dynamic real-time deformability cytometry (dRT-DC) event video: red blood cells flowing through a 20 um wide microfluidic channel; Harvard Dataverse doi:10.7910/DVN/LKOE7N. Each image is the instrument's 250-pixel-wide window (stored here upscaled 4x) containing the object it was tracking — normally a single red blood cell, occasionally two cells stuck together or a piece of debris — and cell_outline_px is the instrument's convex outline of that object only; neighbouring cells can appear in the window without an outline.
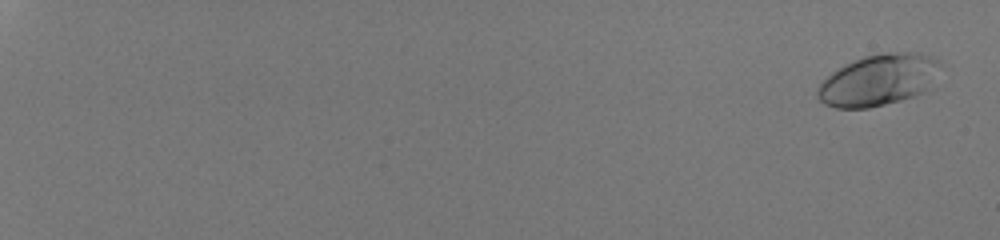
{"species": "human", "species_latin": "Homo sapiens", "temperature_condition": "room temperature", "stored_images_in_passage": 45, "camera_frame_rate_fps": 3000, "um_per_image_px": 0.085, "donor": {"sex": "male"}, "frame": {"image": 1, "passage_image": 2, "time_ms": 0.333, "image_size_px": [1000, 240], "cell_outline_px": [[940, 64], [924, 92], [900, 100], [868, 108], [836, 108], [824, 104], [816, 96], [816, 88], [832, 72], [864, 56], [888, 52], [916, 52], [940, 60]], "centroid_in_image_um": [74.62, 6.81], "position_along_channel_um": 10.4, "area_um2": 36.01}}
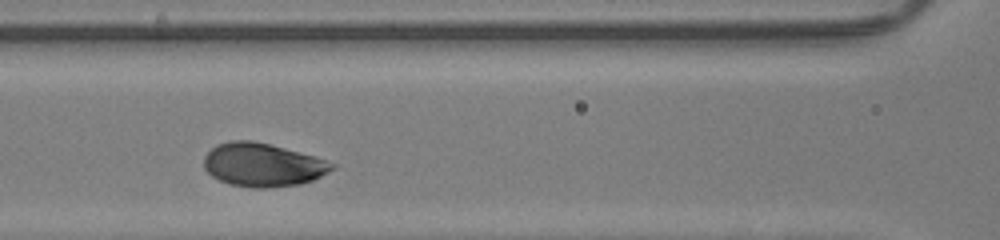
{"frame": {"image": 2, "passage_image": 27, "time_ms": 8.667, "image_size_px": [1000, 240], "cell_outline_px": [[336, 168], [312, 180], [300, 184], [272, 188], [252, 188], [228, 184], [212, 176], [204, 168], [204, 156], [216, 144], [228, 140], [252, 140], [316, 156], [336, 164]], "centroid_in_image_um": [22.33, 14.01], "position_along_channel_um": 144.3, "area_um2": 32.6}}
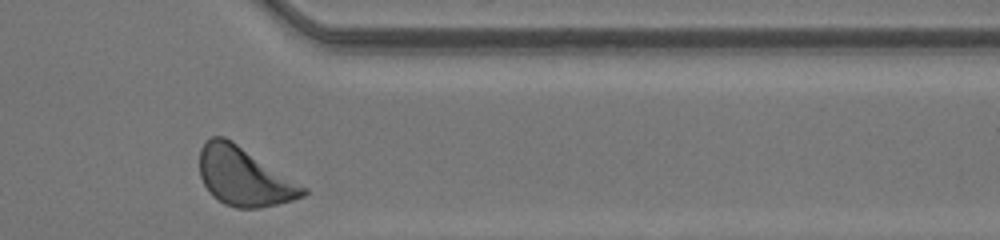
{"frame": {"image": 3, "passage_image": 45, "time_ms": 14.667, "image_size_px": [1000, 240], "cell_outline_px": [[308, 192], [304, 196], [292, 200], [260, 208], [236, 208], [224, 204], [212, 196], [204, 184], [200, 176], [200, 148], [212, 136], [224, 136], [232, 140], [308, 188]], "centroid_in_image_um": [20.75, 15.01], "position_along_channel_um": 390.6, "area_um2": 35.26}, "authors_computed_cell_mechanics": {"area_um2": 32.1946, "velocity_mm_per_s": 4.1278, "shape_relaxation_time_tau1_ms": 1.396, "shape_relaxation_time_tau2_ms": null, "deformation_change_tau1": 0.0923, "deformation_change_tau2": null}}